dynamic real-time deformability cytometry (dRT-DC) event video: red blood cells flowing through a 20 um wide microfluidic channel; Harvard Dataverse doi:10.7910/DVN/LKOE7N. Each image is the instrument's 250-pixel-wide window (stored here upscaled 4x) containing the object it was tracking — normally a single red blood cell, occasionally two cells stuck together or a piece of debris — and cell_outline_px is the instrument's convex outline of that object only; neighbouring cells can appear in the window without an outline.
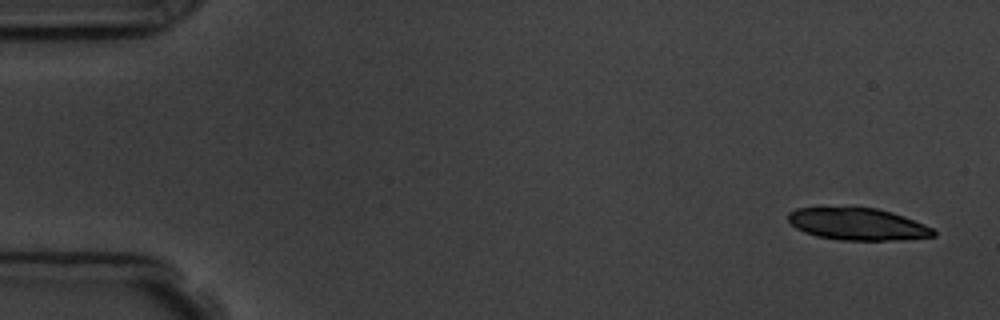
{"species": "common noctule bat (a hibernating species)", "species_latin": "Nyctalus noctula", "temperature_condition": "room temperature", "stored_images_in_passage": 5, "camera_frame_rate_fps": 3000, "um_per_image_px": 0.085, "animal": {"sex": "male", "body_mass_g": 19.5, "forearm_length_mm": 54.6}, "frame": {"image": 1, "passage_image": 1, "time_ms": 0.0, "image_size_px": [1000, 320], "cell_outline_px": [[936, 236], [900, 240], [840, 240], [816, 236], [804, 232], [796, 228], [788, 220], [788, 212], [796, 208], [876, 208], [892, 212], [904, 216], [924, 224], [932, 228], [936, 232]], "centroid_in_image_um": [72.91, 19.06], "position_along_channel_um": 12.1, "area_um2": 27.05}}